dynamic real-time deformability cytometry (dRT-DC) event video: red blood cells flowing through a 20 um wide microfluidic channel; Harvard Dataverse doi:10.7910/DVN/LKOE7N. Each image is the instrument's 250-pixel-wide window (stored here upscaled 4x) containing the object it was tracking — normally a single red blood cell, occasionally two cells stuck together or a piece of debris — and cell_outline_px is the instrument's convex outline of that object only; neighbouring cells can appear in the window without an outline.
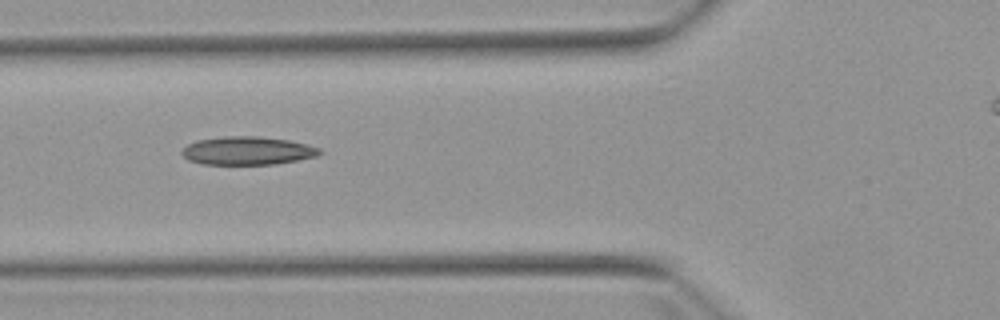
{"species": "Egyptian fruit bat (a non-hibernating species)", "species_latin": "Rousettus aegyptiacus", "temperature_condition": "warm", "stored_images_in_passage": 4, "camera_frame_rate_fps": 3000, "um_per_image_px": 0.085, "animal": {"sex": "female"}, "frame": {"image": 1, "passage_image": 3, "time_ms": 2.0, "image_size_px": [1000, 320], "cell_outline_px": [[324, 152], [316, 156], [276, 164], [200, 164], [188, 160], [180, 152], [188, 144], [196, 140], [224, 136], [256, 136], [288, 140], [308, 144], [320, 148]], "centroid_in_image_um": [21.03, 12.81], "position_along_channel_um": 104.8, "area_um2": 22.72}}
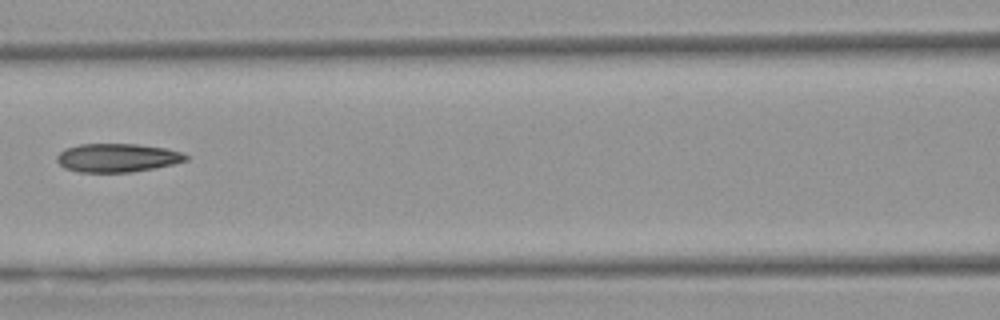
{"frame": {"image": 2, "passage_image": 4, "time_ms": 3.333, "image_size_px": [1000, 320], "cell_outline_px": [[188, 160], [172, 164], [132, 172], [80, 172], [64, 168], [56, 160], [56, 156], [64, 148], [80, 144], [136, 144], [164, 148], [180, 152], [188, 156]], "centroid_in_image_um": [9.92, 13.41], "position_along_channel_um": 156.7, "area_um2": 21.33}}